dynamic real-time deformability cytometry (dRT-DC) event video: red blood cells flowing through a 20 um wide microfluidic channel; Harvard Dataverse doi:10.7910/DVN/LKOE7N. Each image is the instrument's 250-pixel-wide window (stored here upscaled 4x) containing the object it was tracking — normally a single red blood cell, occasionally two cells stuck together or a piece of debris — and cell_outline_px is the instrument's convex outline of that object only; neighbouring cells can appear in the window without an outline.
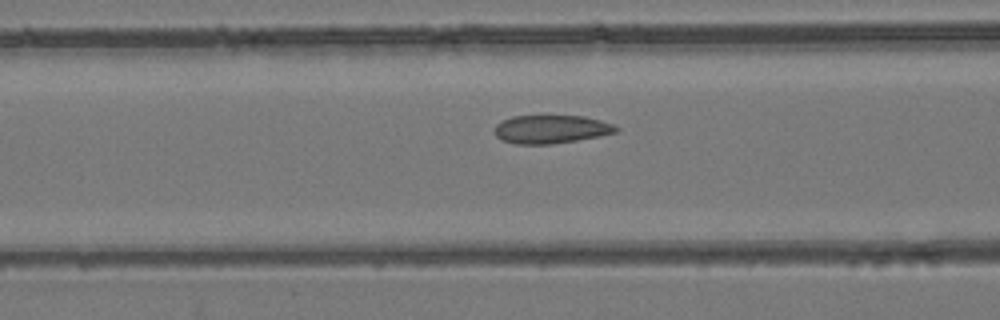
{"species": "common noctule bat (a hibernating species)", "species_latin": "Nyctalus noctula", "temperature_condition": "room temperature", "stored_images_in_passage": 52, "camera_frame_rate_fps": 3000, "um_per_image_px": 0.085, "animal": {"sex": "female", "body_mass_g": 24.6, "forearm_length_mm": 56.2}, "frame": {"image": 1, "passage_image": 20, "time_ms": 6.333, "image_size_px": [1000, 320], "cell_outline_px": [[620, 128], [616, 132], [600, 136], [552, 144], [516, 144], [500, 140], [496, 136], [496, 124], [512, 116], [584, 116], [600, 120], [612, 124]], "centroid_in_image_um": [46.84, 10.99], "position_along_channel_um": 119.8, "area_um2": 19.94}}
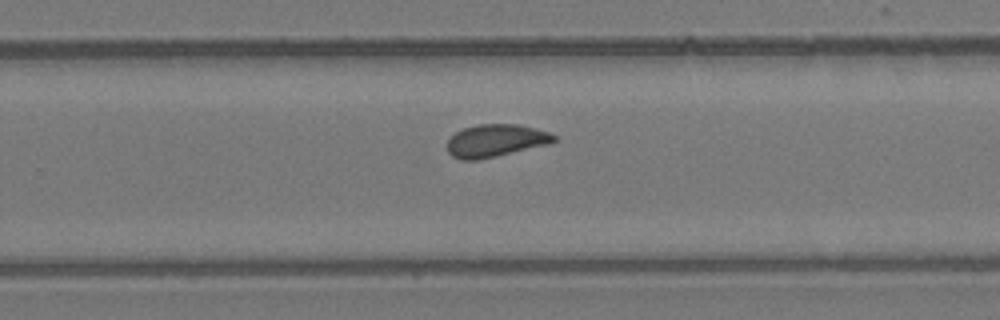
{"frame": {"image": 2, "passage_image": 33, "time_ms": 10.667, "image_size_px": [1000, 320], "cell_outline_px": [[556, 140], [548, 144], [480, 160], [460, 160], [452, 156], [448, 152], [448, 140], [456, 132], [464, 128], [480, 124], [520, 124], [536, 128], [548, 132], [556, 136]], "centroid_in_image_um": [42.13, 11.96], "position_along_channel_um": 287.7, "area_um2": 20.23}}
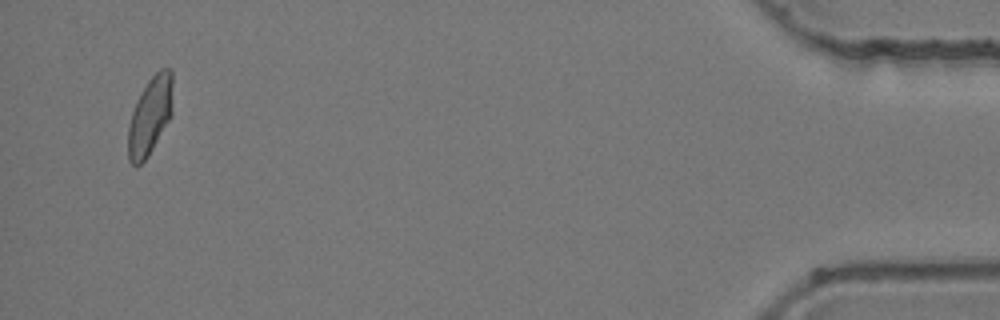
{"frame": {"image": 3, "passage_image": 50, "time_ms": 16.333, "image_size_px": [1000, 320], "cell_outline_px": [[172, 112], [168, 120], [148, 156], [136, 168], [128, 160], [128, 124], [136, 100], [148, 80], [160, 68], [172, 68]], "centroid_in_image_um": [12.74, 9.83], "position_along_channel_um": 422.5, "area_um2": 20.23}, "authors_computed_cell_mechanics": {"area_um2": 20.5479, "velocity_mm_per_s": 3.8767, "shape_relaxation_time_tau1_ms": null, "shape_relaxation_time_tau2_ms": 1.8425, "deformation_change_tau1": null, "deformation_change_tau2": 0.055}}